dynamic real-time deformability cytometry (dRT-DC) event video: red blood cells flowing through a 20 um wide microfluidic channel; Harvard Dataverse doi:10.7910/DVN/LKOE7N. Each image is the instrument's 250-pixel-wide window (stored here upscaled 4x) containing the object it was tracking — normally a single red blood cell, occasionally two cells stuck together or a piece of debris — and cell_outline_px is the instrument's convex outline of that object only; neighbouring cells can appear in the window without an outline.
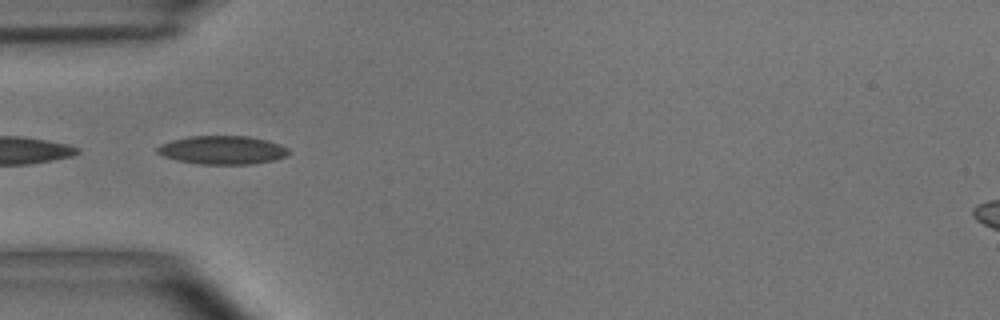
{"species": "common noctule bat (a hibernating species)", "species_latin": "Nyctalus noctula", "temperature_condition": "room temperature", "stored_images_in_passage": 4, "camera_frame_rate_fps": 3000, "um_per_image_px": 0.085, "animal": {"sex": "male", "body_mass_g": 15.6}, "frame": {"image": 1, "passage_image": 2, "time_ms": 0.333, "image_size_px": [1000, 320], "cell_outline_px": [[292, 152], [288, 156], [276, 160], [252, 164], [200, 164], [176, 160], [164, 156], [156, 152], [156, 148], [160, 144], [172, 140], [188, 136], [248, 136], [268, 140], [280, 144], [288, 148]], "centroid_in_image_um": [18.95, 12.75], "position_along_channel_um": 66.1, "area_um2": 22.08}}